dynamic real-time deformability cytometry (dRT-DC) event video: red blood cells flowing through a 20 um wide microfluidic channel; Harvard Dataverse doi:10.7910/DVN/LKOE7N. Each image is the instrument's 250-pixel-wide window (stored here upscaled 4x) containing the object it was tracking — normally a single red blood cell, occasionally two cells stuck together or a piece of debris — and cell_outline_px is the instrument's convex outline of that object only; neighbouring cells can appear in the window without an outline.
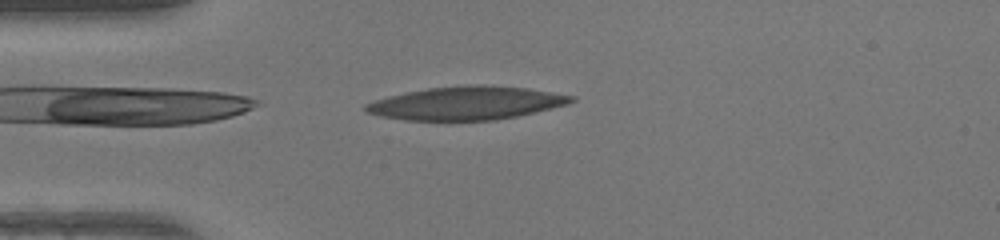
{"species": "human", "species_latin": "Homo sapiens", "temperature_condition": "warm", "stored_images_in_passage": 37, "camera_frame_rate_fps": 3000, "um_per_image_px": 0.085, "donor": {"sex": "female"}, "frame": {"image": 1, "passage_image": 1, "time_ms": 0.0, "image_size_px": [1000, 240], "cell_outline_px": [[576, 100], [568, 104], [552, 108], [516, 116], [496, 120], [448, 124], [404, 120], [380, 116], [368, 112], [364, 108], [364, 104], [388, 96], [428, 88], [480, 84], [528, 88], [576, 96]], "centroid_in_image_um": [39.63, 8.81], "position_along_channel_um": 45.4, "area_um2": 40.98}}
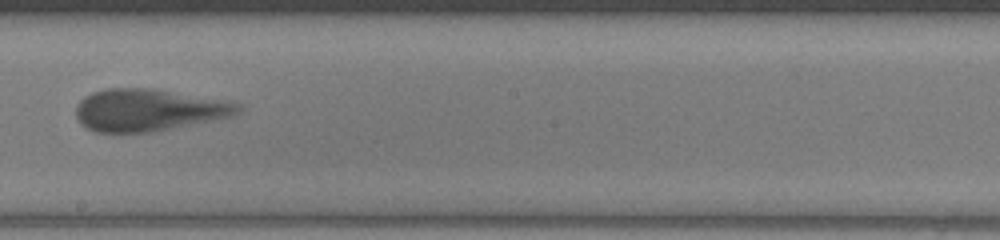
{"frame": {"image": 2, "passage_image": 16, "time_ms": 5.0, "image_size_px": [1000, 240], "cell_outline_px": [[244, 108], [240, 112], [228, 116], [152, 132], [96, 132], [80, 124], [76, 116], [76, 104], [84, 96], [92, 92], [104, 88], [156, 88], [224, 100], [240, 104]], "centroid_in_image_um": [12.57, 9.33], "position_along_channel_um": 235.6, "area_um2": 39.71}}
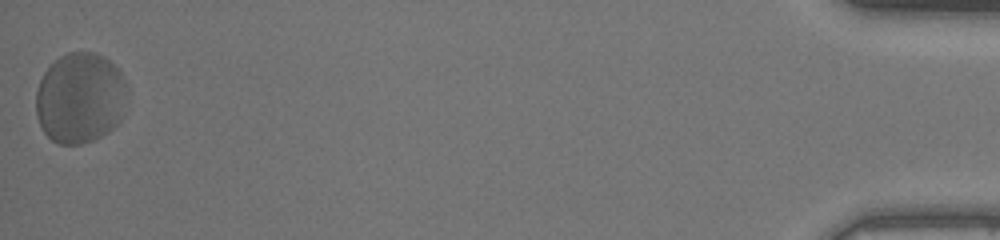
{"frame": {"image": 3, "passage_image": 37, "time_ms": 12.0, "image_size_px": [1000, 240], "cell_outline_px": [[124, 88], [120, 120], [108, 132], [92, 140], [80, 144], [60, 144], [52, 140], [44, 132], [36, 116], [36, 92], [40, 80], [44, 72], [60, 56], [68, 52], [96, 52], [104, 56], [120, 72], [124, 80]], "centroid_in_image_um": [6.75, 8.32], "position_along_channel_um": 428.4, "area_um2": 47.57}, "authors_computed_cell_mechanics": {"area_um2": 40.9802, "velocity_mm_per_s": 4.1837, "shape_relaxation_time_tau1_ms": 2.5776, "shape_relaxation_time_tau2_ms": 1.0832, "deformation_change_tau1": 0.1547, "deformation_change_tau2": 0.1062}}